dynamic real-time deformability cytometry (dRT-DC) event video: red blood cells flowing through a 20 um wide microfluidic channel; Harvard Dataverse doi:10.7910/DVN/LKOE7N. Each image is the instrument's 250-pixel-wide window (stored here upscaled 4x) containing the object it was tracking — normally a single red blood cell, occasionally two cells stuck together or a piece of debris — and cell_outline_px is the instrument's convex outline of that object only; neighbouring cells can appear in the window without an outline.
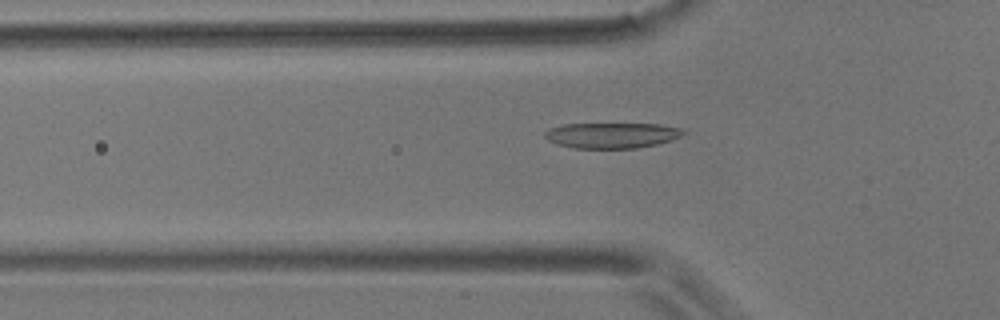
{"species": "common noctule bat (a hibernating species)", "species_latin": "Nyctalus noctula", "temperature_condition": "room temperature", "stored_images_in_passage": 49, "camera_frame_rate_fps": 3000, "um_per_image_px": 0.085, "animal": {"sex": "male", "body_mass_g": 17.9}, "frame": {"image": 1, "passage_image": 12, "time_ms": 3.667, "image_size_px": [1000, 320], "cell_outline_px": [[688, 132], [672, 140], [656, 144], [636, 148], [572, 148], [556, 144], [548, 140], [544, 136], [544, 132], [548, 128], [564, 124], [660, 124], [684, 128]], "centroid_in_image_um": [52.01, 11.5], "position_along_channel_um": 73.8, "area_um2": 20.81}}
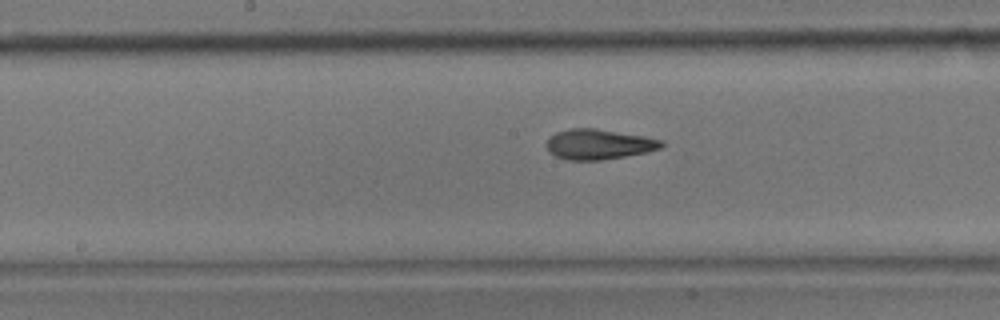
{"frame": {"image": 2, "passage_image": 22, "time_ms": 7.0, "image_size_px": [1000, 320], "cell_outline_px": [[664, 144], [660, 148], [648, 152], [600, 160], [568, 160], [556, 156], [548, 152], [548, 140], [556, 132], [568, 128], [596, 128], [644, 136], [664, 140]], "centroid_in_image_um": [50.91, 12.26], "position_along_channel_um": 197.3, "area_um2": 20.17}}
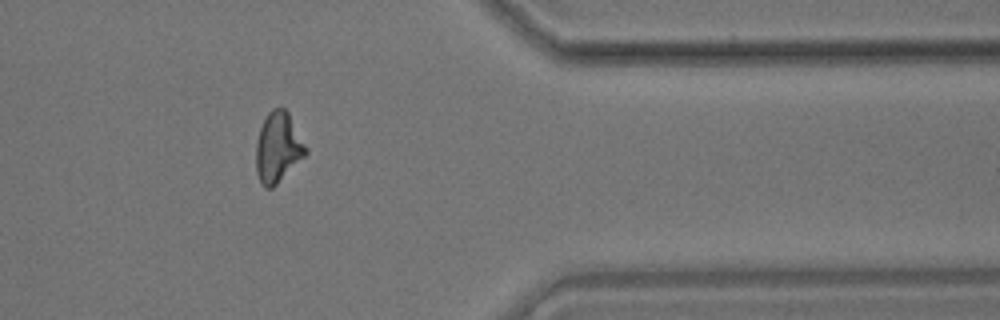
{"frame": {"image": 3, "passage_image": 39, "time_ms": 12.667, "image_size_px": [1000, 320], "cell_outline_px": [[308, 152], [272, 188], [264, 188], [260, 184], [256, 172], [256, 144], [260, 128], [268, 112], [272, 108], [284, 108], [288, 112], [308, 148]], "centroid_in_image_um": [23.62, 12.53], "position_along_channel_um": 387.8, "area_um2": 20.23}, "authors_computed_cell_mechanics": {"area_um2": 20.0566, "velocity_mm_per_s": 3.6775, "shape_relaxation_time_tau1_ms": 4.457, "shape_relaxation_time_tau2_ms": 1.7096, "deformation_change_tau1": 0.1709, "deformation_change_tau2": 0.0605}}